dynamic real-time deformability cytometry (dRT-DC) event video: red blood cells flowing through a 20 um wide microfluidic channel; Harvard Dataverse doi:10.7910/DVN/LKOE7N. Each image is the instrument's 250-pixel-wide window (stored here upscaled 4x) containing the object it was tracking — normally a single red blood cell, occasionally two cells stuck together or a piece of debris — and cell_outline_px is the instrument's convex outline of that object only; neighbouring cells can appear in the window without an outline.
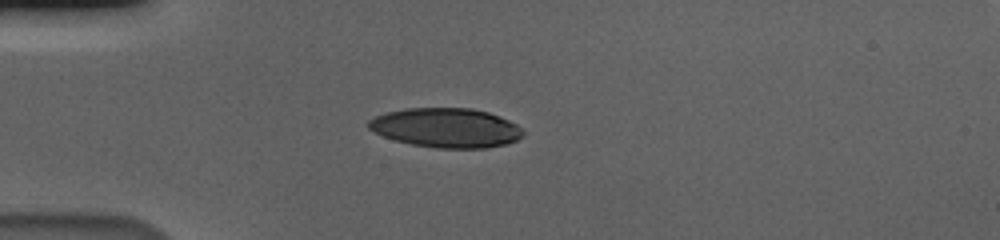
{"species": "human", "species_latin": "Homo sapiens", "temperature_condition": "cold", "stored_images_in_passage": 43, "camera_frame_rate_fps": 3000, "um_per_image_px": 0.085, "donor": {"sex": "male"}, "frame": {"image": 1, "passage_image": 1, "time_ms": 0.0, "image_size_px": [1000, 240], "cell_outline_px": [[524, 136], [516, 140], [504, 144], [488, 148], [436, 148], [412, 144], [392, 140], [368, 128], [368, 120], [376, 116], [388, 112], [404, 108], [472, 108], [488, 112], [508, 120], [516, 124], [524, 132]], "centroid_in_image_um": [37.92, 10.86], "position_along_channel_um": 47.1, "area_um2": 35.43}}
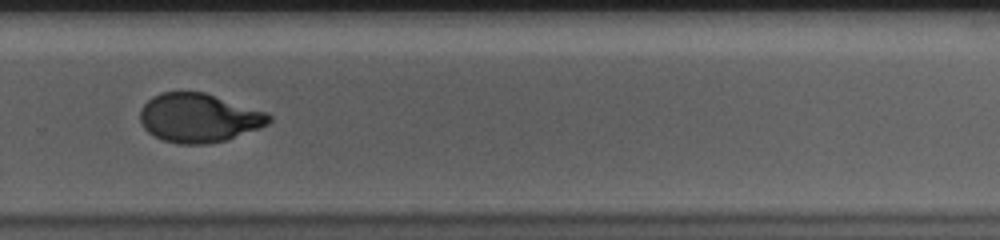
{"frame": {"image": 2, "passage_image": 25, "time_ms": 8.0, "image_size_px": [1000, 240], "cell_outline_px": [[272, 120], [268, 124], [260, 128], [228, 140], [208, 144], [180, 144], [160, 140], [148, 132], [144, 128], [140, 120], [140, 108], [152, 96], [160, 92], [204, 92], [268, 112], [272, 116]], "centroid_in_image_um": [16.91, 10.03], "position_along_channel_um": 312.9, "area_um2": 37.11}}
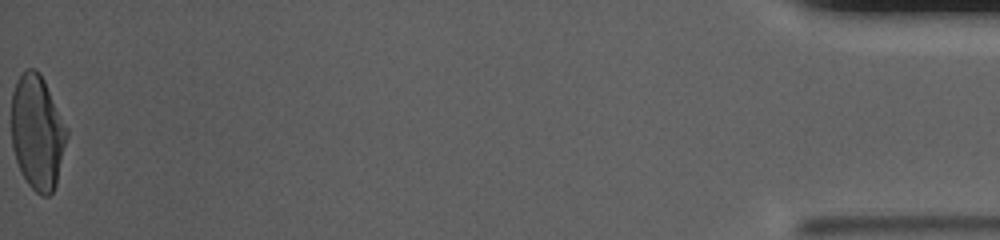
{"frame": {"image": 3, "passage_image": 43, "time_ms": 14.0, "image_size_px": [1000, 240], "cell_outline_px": [[68, 136], [56, 184], [52, 192], [48, 196], [40, 196], [28, 184], [20, 172], [12, 148], [12, 92], [16, 80], [28, 68], [36, 68], [40, 72], [68, 128]], "centroid_in_image_um": [3.18, 11.25], "position_along_channel_um": 432.0, "area_um2": 37.17}, "authors_computed_cell_mechanics": {"area_um2": 37.1076, "velocity_mm_per_s": 3.595, "shape_relaxation_time_tau1_ms": 5.1108, "shape_relaxation_time_tau2_ms": 1.1071, "deformation_change_tau1": 0.1978, "deformation_change_tau2": 0.059}}